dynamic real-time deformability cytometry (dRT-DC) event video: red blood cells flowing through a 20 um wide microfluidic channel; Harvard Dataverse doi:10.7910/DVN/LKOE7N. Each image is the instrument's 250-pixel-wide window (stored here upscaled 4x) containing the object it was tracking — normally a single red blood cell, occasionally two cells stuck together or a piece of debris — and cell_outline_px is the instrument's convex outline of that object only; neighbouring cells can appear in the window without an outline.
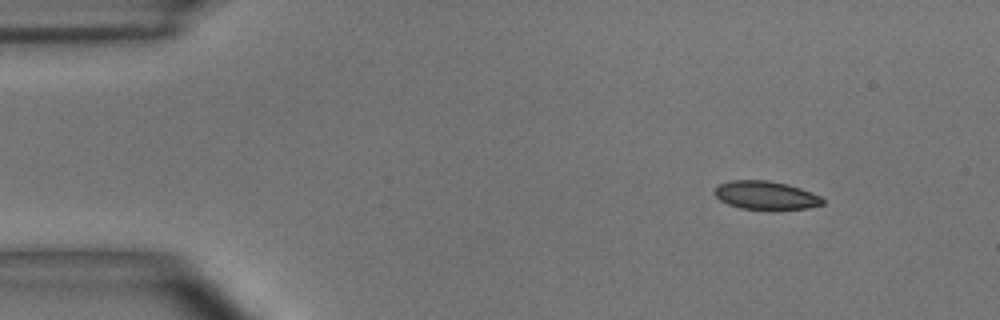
{"species": "common noctule bat (a hibernating species)", "species_latin": "Nyctalus noctula", "temperature_condition": "room temperature", "stored_images_in_passage": 11, "camera_frame_rate_fps": 3000, "um_per_image_px": 0.085, "animal": {"sex": "male", "body_mass_g": 15.6}, "frame": {"image": 1, "passage_image": 3, "time_ms": 0.667, "image_size_px": [1000, 320], "cell_outline_px": [[820, 200], [816, 204], [796, 208], [752, 208], [736, 204], [728, 200], [748, 184], [776, 184], [792, 188], [804, 192]], "centroid_in_image_um": [65.64, 16.75], "position_along_channel_um": 19.4, "area_um2": 11.62}}